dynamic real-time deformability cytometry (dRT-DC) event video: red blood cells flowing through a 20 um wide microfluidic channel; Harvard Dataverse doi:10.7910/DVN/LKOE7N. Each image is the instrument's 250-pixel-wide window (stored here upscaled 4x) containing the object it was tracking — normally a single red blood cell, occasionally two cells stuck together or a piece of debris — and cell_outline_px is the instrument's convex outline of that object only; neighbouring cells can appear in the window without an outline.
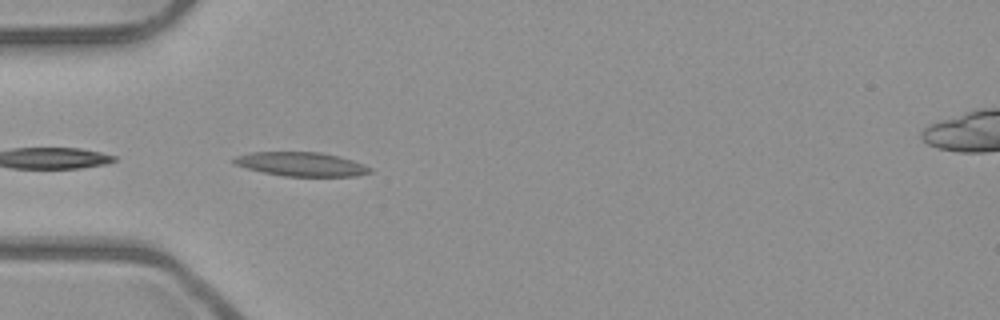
{"species": "common noctule bat (a hibernating species)", "species_latin": "Nyctalus noctula", "temperature_condition": "room temperature", "stored_images_in_passage": 10, "camera_frame_rate_fps": 3000, "um_per_image_px": 0.085, "animal": {"sex": "male", "body_mass_g": 23.1, "forearm_length_mm": 52.7}, "frame": {"image": 1, "passage_image": 1, "time_ms": 0.0, "image_size_px": [1000, 320], "cell_outline_px": [[372, 172], [356, 176], [284, 176], [264, 172], [248, 168], [236, 164], [232, 160], [236, 156], [252, 152], [320, 152], [352, 160], [372, 168]], "centroid_in_image_um": [25.62, 13.95], "position_along_channel_um": 59.4, "area_um2": 18.73}}
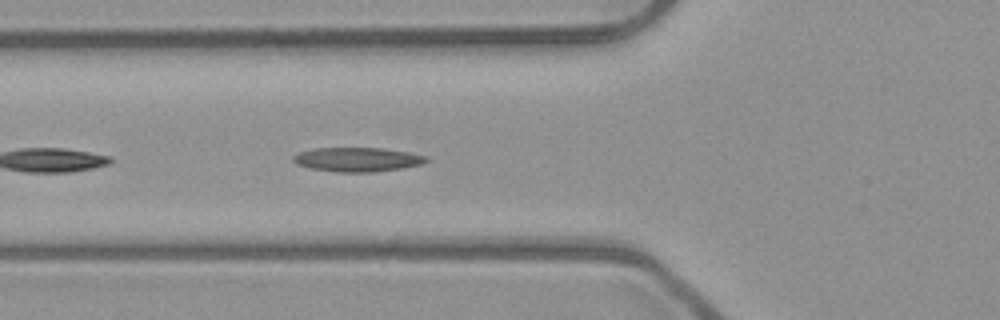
{"frame": {"image": 2, "passage_image": 4, "time_ms": 1.0, "image_size_px": [1000, 320], "cell_outline_px": [[428, 160], [420, 164], [400, 168], [372, 172], [336, 172], [312, 168], [296, 164], [292, 160], [292, 156], [300, 152], [312, 148], [384, 148], [408, 152], [428, 156]], "centroid_in_image_um": [30.35, 13.55], "position_along_channel_um": 95.4, "area_um2": 18.67}}